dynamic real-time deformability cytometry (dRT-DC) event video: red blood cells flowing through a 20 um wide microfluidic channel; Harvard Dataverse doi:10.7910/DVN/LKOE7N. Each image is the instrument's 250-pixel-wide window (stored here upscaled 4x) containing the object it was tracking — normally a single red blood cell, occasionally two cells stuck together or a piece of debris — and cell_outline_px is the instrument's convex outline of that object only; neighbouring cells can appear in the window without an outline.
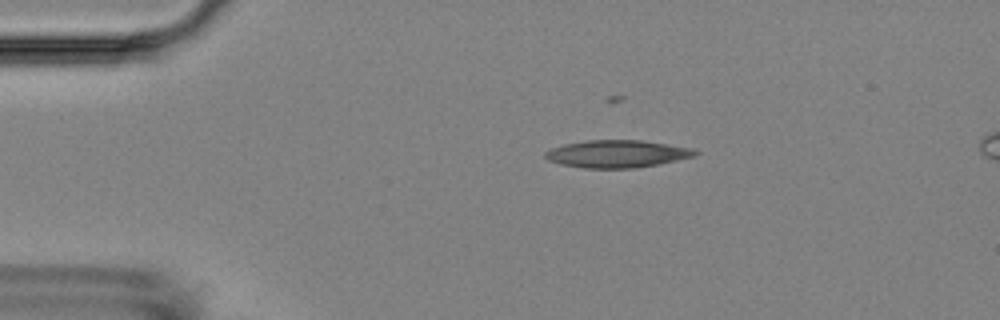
{"species": "Egyptian fruit bat (a non-hibernating species)", "species_latin": "Rousettus aegyptiacus", "temperature_condition": "room temperature", "stored_images_in_passage": 3, "camera_frame_rate_fps": 3000, "um_per_image_px": 0.085, "animal": {"sex": "female"}, "frame": {"image": 1, "passage_image": 1, "time_ms": 0.0, "image_size_px": [1000, 320], "cell_outline_px": [[700, 152], [696, 156], [660, 164], [636, 168], [584, 168], [560, 164], [548, 160], [544, 156], [544, 152], [552, 148], [564, 144], [588, 140], [640, 140], [668, 144], [692, 148]], "centroid_in_image_um": [52.47, 13.08], "position_along_channel_um": 32.5, "area_um2": 24.1}}